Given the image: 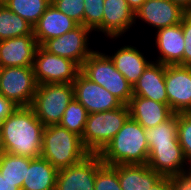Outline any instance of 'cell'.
Listing matches in <instances>:
<instances>
[{"instance_id":"obj_1","label":"cell","mask_w":191,"mask_h":190,"mask_svg":"<svg viewBox=\"0 0 191 190\" xmlns=\"http://www.w3.org/2000/svg\"><path fill=\"white\" fill-rule=\"evenodd\" d=\"M4 152L28 157H41L45 126L31 107H16L0 124Z\"/></svg>"},{"instance_id":"obj_2","label":"cell","mask_w":191,"mask_h":190,"mask_svg":"<svg viewBox=\"0 0 191 190\" xmlns=\"http://www.w3.org/2000/svg\"><path fill=\"white\" fill-rule=\"evenodd\" d=\"M98 155L104 164L111 166L147 164L149 145L146 129L129 117Z\"/></svg>"},{"instance_id":"obj_3","label":"cell","mask_w":191,"mask_h":190,"mask_svg":"<svg viewBox=\"0 0 191 190\" xmlns=\"http://www.w3.org/2000/svg\"><path fill=\"white\" fill-rule=\"evenodd\" d=\"M89 154L80 136L59 124L45 126L41 157L57 170L77 164Z\"/></svg>"},{"instance_id":"obj_4","label":"cell","mask_w":191,"mask_h":190,"mask_svg":"<svg viewBox=\"0 0 191 190\" xmlns=\"http://www.w3.org/2000/svg\"><path fill=\"white\" fill-rule=\"evenodd\" d=\"M129 117L128 105L111 111L88 114L81 137L83 146L90 154H99Z\"/></svg>"},{"instance_id":"obj_5","label":"cell","mask_w":191,"mask_h":190,"mask_svg":"<svg viewBox=\"0 0 191 190\" xmlns=\"http://www.w3.org/2000/svg\"><path fill=\"white\" fill-rule=\"evenodd\" d=\"M81 72L92 82L103 86L124 105H128L133 96V86L115 68L108 55L93 51L84 61Z\"/></svg>"},{"instance_id":"obj_6","label":"cell","mask_w":191,"mask_h":190,"mask_svg":"<svg viewBox=\"0 0 191 190\" xmlns=\"http://www.w3.org/2000/svg\"><path fill=\"white\" fill-rule=\"evenodd\" d=\"M73 98L72 84H40L35 92L31 108L44 126L59 124Z\"/></svg>"},{"instance_id":"obj_7","label":"cell","mask_w":191,"mask_h":190,"mask_svg":"<svg viewBox=\"0 0 191 190\" xmlns=\"http://www.w3.org/2000/svg\"><path fill=\"white\" fill-rule=\"evenodd\" d=\"M37 87L33 66L2 68L0 95L16 107H31Z\"/></svg>"},{"instance_id":"obj_8","label":"cell","mask_w":191,"mask_h":190,"mask_svg":"<svg viewBox=\"0 0 191 190\" xmlns=\"http://www.w3.org/2000/svg\"><path fill=\"white\" fill-rule=\"evenodd\" d=\"M33 70L38 85L72 84L81 72V67L76 62L51 54L39 46L34 58Z\"/></svg>"},{"instance_id":"obj_9","label":"cell","mask_w":191,"mask_h":190,"mask_svg":"<svg viewBox=\"0 0 191 190\" xmlns=\"http://www.w3.org/2000/svg\"><path fill=\"white\" fill-rule=\"evenodd\" d=\"M91 32L88 27L78 25L57 38L45 41L41 47L51 54L70 59L82 67L84 61L94 51L91 47L88 48Z\"/></svg>"},{"instance_id":"obj_10","label":"cell","mask_w":191,"mask_h":190,"mask_svg":"<svg viewBox=\"0 0 191 190\" xmlns=\"http://www.w3.org/2000/svg\"><path fill=\"white\" fill-rule=\"evenodd\" d=\"M168 105L174 114L191 112V67L165 65Z\"/></svg>"},{"instance_id":"obj_11","label":"cell","mask_w":191,"mask_h":190,"mask_svg":"<svg viewBox=\"0 0 191 190\" xmlns=\"http://www.w3.org/2000/svg\"><path fill=\"white\" fill-rule=\"evenodd\" d=\"M74 98L81 103L87 113H98L120 108L124 104L107 89L92 82L80 72L72 83Z\"/></svg>"},{"instance_id":"obj_12","label":"cell","mask_w":191,"mask_h":190,"mask_svg":"<svg viewBox=\"0 0 191 190\" xmlns=\"http://www.w3.org/2000/svg\"><path fill=\"white\" fill-rule=\"evenodd\" d=\"M147 165L162 177H175L190 172L179 142L149 145Z\"/></svg>"},{"instance_id":"obj_13","label":"cell","mask_w":191,"mask_h":190,"mask_svg":"<svg viewBox=\"0 0 191 190\" xmlns=\"http://www.w3.org/2000/svg\"><path fill=\"white\" fill-rule=\"evenodd\" d=\"M185 15L186 10L170 0H146L135 12V23L139 19L159 30L181 23Z\"/></svg>"},{"instance_id":"obj_14","label":"cell","mask_w":191,"mask_h":190,"mask_svg":"<svg viewBox=\"0 0 191 190\" xmlns=\"http://www.w3.org/2000/svg\"><path fill=\"white\" fill-rule=\"evenodd\" d=\"M97 154H89L82 161L58 170L55 190H95Z\"/></svg>"},{"instance_id":"obj_15","label":"cell","mask_w":191,"mask_h":190,"mask_svg":"<svg viewBox=\"0 0 191 190\" xmlns=\"http://www.w3.org/2000/svg\"><path fill=\"white\" fill-rule=\"evenodd\" d=\"M103 21L94 30L103 32L106 37L117 39L135 25V13L127 0H104Z\"/></svg>"},{"instance_id":"obj_16","label":"cell","mask_w":191,"mask_h":190,"mask_svg":"<svg viewBox=\"0 0 191 190\" xmlns=\"http://www.w3.org/2000/svg\"><path fill=\"white\" fill-rule=\"evenodd\" d=\"M39 47L34 35H25L0 41V66H33Z\"/></svg>"},{"instance_id":"obj_17","label":"cell","mask_w":191,"mask_h":190,"mask_svg":"<svg viewBox=\"0 0 191 190\" xmlns=\"http://www.w3.org/2000/svg\"><path fill=\"white\" fill-rule=\"evenodd\" d=\"M155 46L160 54L156 59L163 65H183V53L185 40L182 30V22L156 30Z\"/></svg>"},{"instance_id":"obj_18","label":"cell","mask_w":191,"mask_h":190,"mask_svg":"<svg viewBox=\"0 0 191 190\" xmlns=\"http://www.w3.org/2000/svg\"><path fill=\"white\" fill-rule=\"evenodd\" d=\"M133 96L152 99L155 102L168 105L165 88V65L152 61L133 85Z\"/></svg>"},{"instance_id":"obj_19","label":"cell","mask_w":191,"mask_h":190,"mask_svg":"<svg viewBox=\"0 0 191 190\" xmlns=\"http://www.w3.org/2000/svg\"><path fill=\"white\" fill-rule=\"evenodd\" d=\"M78 24L54 5L50 4L33 27V34L41 46L51 38H57L73 30Z\"/></svg>"},{"instance_id":"obj_20","label":"cell","mask_w":191,"mask_h":190,"mask_svg":"<svg viewBox=\"0 0 191 190\" xmlns=\"http://www.w3.org/2000/svg\"><path fill=\"white\" fill-rule=\"evenodd\" d=\"M128 106L130 117L145 129L156 127L174 114L169 105L140 96H132Z\"/></svg>"},{"instance_id":"obj_21","label":"cell","mask_w":191,"mask_h":190,"mask_svg":"<svg viewBox=\"0 0 191 190\" xmlns=\"http://www.w3.org/2000/svg\"><path fill=\"white\" fill-rule=\"evenodd\" d=\"M144 53L140 52L137 47L125 45L116 50L114 54L108 55L112 60L115 68L126 78L133 86L143 74L147 66L152 61H147Z\"/></svg>"},{"instance_id":"obj_22","label":"cell","mask_w":191,"mask_h":190,"mask_svg":"<svg viewBox=\"0 0 191 190\" xmlns=\"http://www.w3.org/2000/svg\"><path fill=\"white\" fill-rule=\"evenodd\" d=\"M122 190H150L162 177L147 164L116 165Z\"/></svg>"},{"instance_id":"obj_23","label":"cell","mask_w":191,"mask_h":190,"mask_svg":"<svg viewBox=\"0 0 191 190\" xmlns=\"http://www.w3.org/2000/svg\"><path fill=\"white\" fill-rule=\"evenodd\" d=\"M58 170L46 159L30 161L21 190H55Z\"/></svg>"},{"instance_id":"obj_24","label":"cell","mask_w":191,"mask_h":190,"mask_svg":"<svg viewBox=\"0 0 191 190\" xmlns=\"http://www.w3.org/2000/svg\"><path fill=\"white\" fill-rule=\"evenodd\" d=\"M25 35H34L33 26L0 1V41Z\"/></svg>"},{"instance_id":"obj_25","label":"cell","mask_w":191,"mask_h":190,"mask_svg":"<svg viewBox=\"0 0 191 190\" xmlns=\"http://www.w3.org/2000/svg\"><path fill=\"white\" fill-rule=\"evenodd\" d=\"M31 160L28 157L3 152L0 155V173L9 182L17 183V187L21 190Z\"/></svg>"},{"instance_id":"obj_26","label":"cell","mask_w":191,"mask_h":190,"mask_svg":"<svg viewBox=\"0 0 191 190\" xmlns=\"http://www.w3.org/2000/svg\"><path fill=\"white\" fill-rule=\"evenodd\" d=\"M8 9L19 15L33 27L38 22L51 0H0Z\"/></svg>"},{"instance_id":"obj_27","label":"cell","mask_w":191,"mask_h":190,"mask_svg":"<svg viewBox=\"0 0 191 190\" xmlns=\"http://www.w3.org/2000/svg\"><path fill=\"white\" fill-rule=\"evenodd\" d=\"M87 116L88 113L86 108L75 98H73L65 109L59 125L82 137L87 121Z\"/></svg>"},{"instance_id":"obj_28","label":"cell","mask_w":191,"mask_h":190,"mask_svg":"<svg viewBox=\"0 0 191 190\" xmlns=\"http://www.w3.org/2000/svg\"><path fill=\"white\" fill-rule=\"evenodd\" d=\"M148 145H164L171 142H179L177 137V114H173L168 120L156 127L146 129Z\"/></svg>"},{"instance_id":"obj_29","label":"cell","mask_w":191,"mask_h":190,"mask_svg":"<svg viewBox=\"0 0 191 190\" xmlns=\"http://www.w3.org/2000/svg\"><path fill=\"white\" fill-rule=\"evenodd\" d=\"M95 190H122L116 172V165H106L97 154V173L94 183Z\"/></svg>"},{"instance_id":"obj_30","label":"cell","mask_w":191,"mask_h":190,"mask_svg":"<svg viewBox=\"0 0 191 190\" xmlns=\"http://www.w3.org/2000/svg\"><path fill=\"white\" fill-rule=\"evenodd\" d=\"M177 137L191 168V112L177 114Z\"/></svg>"},{"instance_id":"obj_31","label":"cell","mask_w":191,"mask_h":190,"mask_svg":"<svg viewBox=\"0 0 191 190\" xmlns=\"http://www.w3.org/2000/svg\"><path fill=\"white\" fill-rule=\"evenodd\" d=\"M104 0H84V26L92 31L103 21Z\"/></svg>"},{"instance_id":"obj_32","label":"cell","mask_w":191,"mask_h":190,"mask_svg":"<svg viewBox=\"0 0 191 190\" xmlns=\"http://www.w3.org/2000/svg\"><path fill=\"white\" fill-rule=\"evenodd\" d=\"M51 4L78 25L84 26V0H51Z\"/></svg>"},{"instance_id":"obj_33","label":"cell","mask_w":191,"mask_h":190,"mask_svg":"<svg viewBox=\"0 0 191 190\" xmlns=\"http://www.w3.org/2000/svg\"><path fill=\"white\" fill-rule=\"evenodd\" d=\"M182 30L185 40L183 66H191V18L185 15L182 19Z\"/></svg>"},{"instance_id":"obj_34","label":"cell","mask_w":191,"mask_h":190,"mask_svg":"<svg viewBox=\"0 0 191 190\" xmlns=\"http://www.w3.org/2000/svg\"><path fill=\"white\" fill-rule=\"evenodd\" d=\"M175 190H191V172L173 177Z\"/></svg>"},{"instance_id":"obj_35","label":"cell","mask_w":191,"mask_h":190,"mask_svg":"<svg viewBox=\"0 0 191 190\" xmlns=\"http://www.w3.org/2000/svg\"><path fill=\"white\" fill-rule=\"evenodd\" d=\"M16 106L12 104L8 99L4 96L0 95V124L1 122L10 115Z\"/></svg>"},{"instance_id":"obj_36","label":"cell","mask_w":191,"mask_h":190,"mask_svg":"<svg viewBox=\"0 0 191 190\" xmlns=\"http://www.w3.org/2000/svg\"><path fill=\"white\" fill-rule=\"evenodd\" d=\"M150 190H175L173 177H161Z\"/></svg>"},{"instance_id":"obj_37","label":"cell","mask_w":191,"mask_h":190,"mask_svg":"<svg viewBox=\"0 0 191 190\" xmlns=\"http://www.w3.org/2000/svg\"><path fill=\"white\" fill-rule=\"evenodd\" d=\"M0 190H20L17 183L9 182L0 173Z\"/></svg>"},{"instance_id":"obj_38","label":"cell","mask_w":191,"mask_h":190,"mask_svg":"<svg viewBox=\"0 0 191 190\" xmlns=\"http://www.w3.org/2000/svg\"><path fill=\"white\" fill-rule=\"evenodd\" d=\"M146 0H127L128 6L135 13Z\"/></svg>"},{"instance_id":"obj_39","label":"cell","mask_w":191,"mask_h":190,"mask_svg":"<svg viewBox=\"0 0 191 190\" xmlns=\"http://www.w3.org/2000/svg\"><path fill=\"white\" fill-rule=\"evenodd\" d=\"M170 1L173 2V3L178 4L184 10H186L191 4V0H170Z\"/></svg>"},{"instance_id":"obj_40","label":"cell","mask_w":191,"mask_h":190,"mask_svg":"<svg viewBox=\"0 0 191 190\" xmlns=\"http://www.w3.org/2000/svg\"><path fill=\"white\" fill-rule=\"evenodd\" d=\"M4 152V143H3V136H2V130L0 126V155Z\"/></svg>"},{"instance_id":"obj_41","label":"cell","mask_w":191,"mask_h":190,"mask_svg":"<svg viewBox=\"0 0 191 190\" xmlns=\"http://www.w3.org/2000/svg\"><path fill=\"white\" fill-rule=\"evenodd\" d=\"M186 15L191 18V4H190V6L186 9Z\"/></svg>"}]
</instances>
